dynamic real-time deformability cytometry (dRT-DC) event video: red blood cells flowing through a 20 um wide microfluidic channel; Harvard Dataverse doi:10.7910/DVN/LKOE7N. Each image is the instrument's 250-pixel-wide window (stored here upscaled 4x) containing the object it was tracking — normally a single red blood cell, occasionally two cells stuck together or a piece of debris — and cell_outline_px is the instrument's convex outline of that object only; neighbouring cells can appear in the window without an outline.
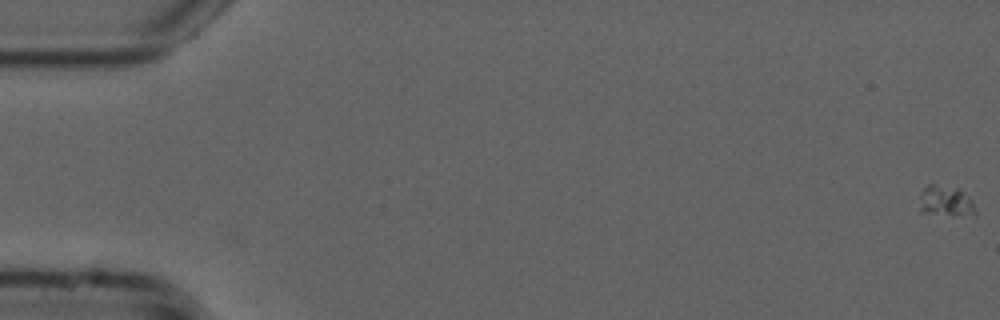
{"species": "common noctule bat (a hibernating species)", "species_latin": "Nyctalus noctula", "temperature_condition": "cold", "stored_images_in_passage": 2, "camera_frame_rate_fps": 3000, "um_per_image_px": 0.085, "animal": {"sex": "male", "forearm_length_mm": 52.5}, "frame": {"image": 1, "passage_image": 2, "time_ms": 0.333, "image_size_px": [1000, 320], "cell_outline_px": [[976, 216], [920, 212], [920, 192], [928, 184], [932, 184], [960, 188], [972, 200], [976, 212]], "centroid_in_image_um": [80.4, 17.08], "position_along_channel_um": 4.6, "area_um2": 10.0}}